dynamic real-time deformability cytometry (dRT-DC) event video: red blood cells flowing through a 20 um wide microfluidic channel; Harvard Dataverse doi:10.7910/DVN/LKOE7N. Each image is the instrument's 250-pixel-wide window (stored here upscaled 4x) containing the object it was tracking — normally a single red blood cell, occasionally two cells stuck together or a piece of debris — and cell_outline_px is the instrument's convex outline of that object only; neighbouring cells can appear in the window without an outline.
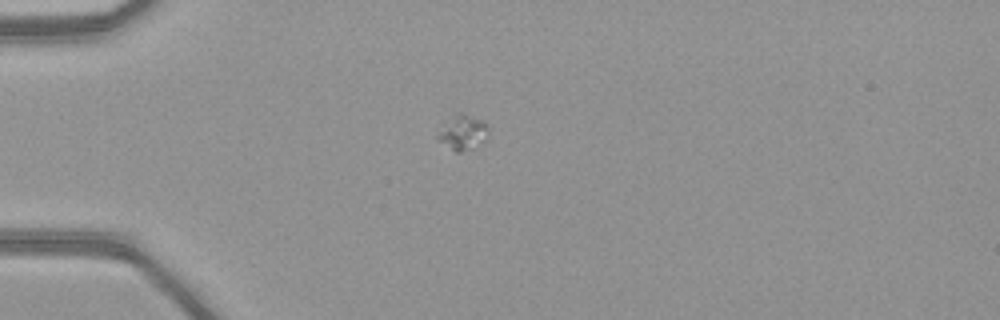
{"species": "common noctule bat (a hibernating species)", "species_latin": "Nyctalus noctula", "temperature_condition": "warm", "stored_images_in_passage": 38, "camera_frame_rate_fps": 3000, "um_per_image_px": 0.085, "animal": {"sex": "female", "body_mass_g": 21.9}, "frame": {"image": 1, "passage_image": 1, "time_ms": 0.0, "image_size_px": [1000, 320], "cell_outline_px": [[488, 140], [476, 148], [460, 152], [456, 152], [440, 140], [436, 136], [436, 132], [456, 112], [464, 112], [484, 120], [488, 124]], "centroid_in_image_um": [39.4, 11.24], "position_along_channel_um": 45.6, "area_um2": 10.69}}
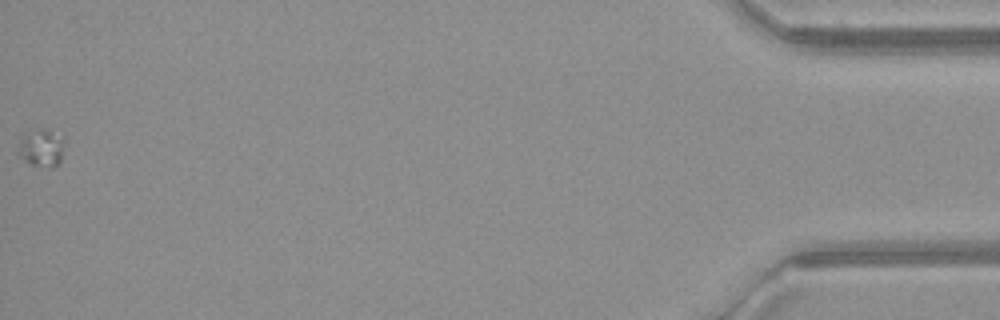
{"frame": {"image": 2, "passage_image": 38, "time_ms": 12.333, "image_size_px": [1000, 320], "cell_outline_px": [[64, 140], [60, 164], [52, 168], [48, 168], [32, 164], [24, 160], [20, 156], [20, 140], [24, 132], [48, 128], [64, 136]], "centroid_in_image_um": [3.58, 12.55], "position_along_channel_um": 431.6, "area_um2": 10.23}}